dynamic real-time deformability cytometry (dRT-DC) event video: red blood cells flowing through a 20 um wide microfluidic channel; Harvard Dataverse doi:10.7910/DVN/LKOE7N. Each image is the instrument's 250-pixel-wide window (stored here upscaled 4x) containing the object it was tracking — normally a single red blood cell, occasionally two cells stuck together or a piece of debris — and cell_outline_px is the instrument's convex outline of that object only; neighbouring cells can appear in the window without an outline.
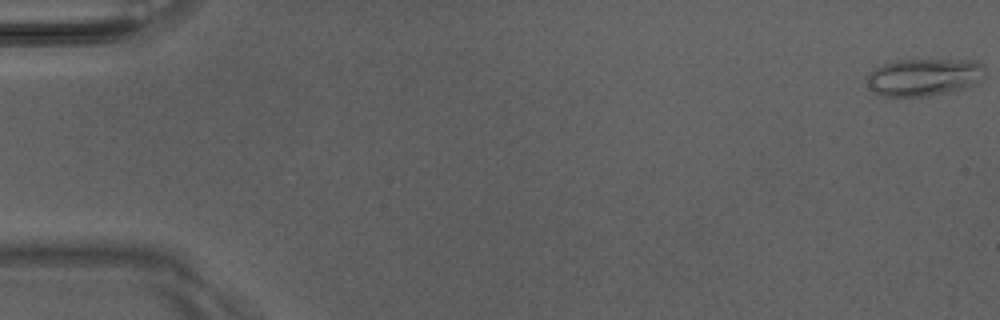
{"species": "Egyptian fruit bat (a non-hibernating species)", "species_latin": "Rousettus aegyptiacus", "temperature_condition": "room temperature", "stored_images_in_passage": 50, "camera_frame_rate_fps": 3000, "um_per_image_px": 0.085, "animal": {"sex": "male"}, "frame": {"image": 1, "passage_image": 1, "time_ms": 0.0, "image_size_px": [1000, 320], "cell_outline_px": [[984, 76], [972, 84], [960, 88], [928, 96], [880, 96], [872, 92], [864, 76], [872, 68], [888, 60], [972, 60], [980, 64], [984, 68]], "centroid_in_image_um": [78.39, 6.53], "position_along_channel_um": 6.6, "area_um2": 25.78}}
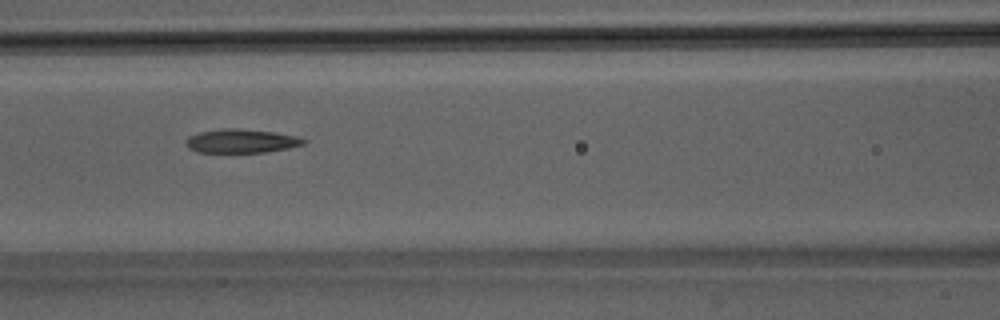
{"frame": {"image": 2, "passage_image": 23, "time_ms": 7.333, "image_size_px": [1000, 320], "cell_outline_px": [[308, 140], [304, 144], [288, 148], [264, 152], [196, 152], [188, 148], [184, 144], [184, 140], [188, 136], [200, 132], [224, 128], [236, 128], [276, 132], [296, 136]], "centroid_in_image_um": [20.48, 11.98], "position_along_channel_um": 146.1, "area_um2": 16.42}}
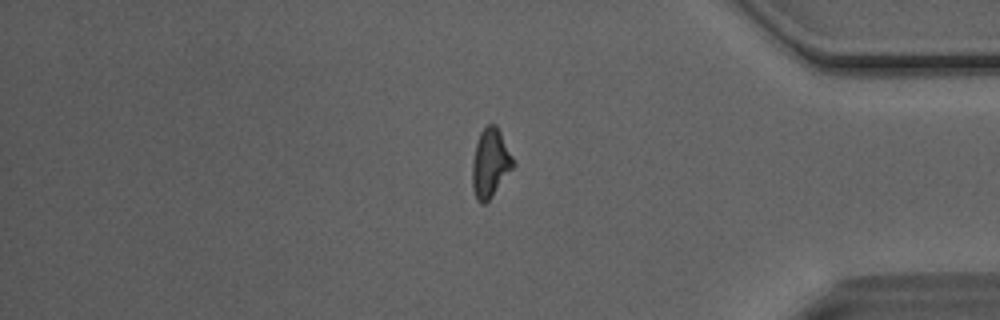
{"frame": {"image": 3, "passage_image": 43, "time_ms": 14.0, "image_size_px": [1000, 320], "cell_outline_px": [[516, 164], [492, 196], [484, 204], [480, 204], [476, 200], [472, 188], [472, 160], [476, 144], [480, 132], [488, 124], [496, 124]], "centroid_in_image_um": [41.66, 13.89], "position_along_channel_um": 393.5, "area_um2": 16.36}}